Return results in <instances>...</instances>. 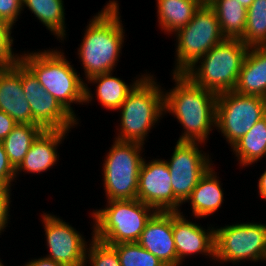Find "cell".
Instances as JSON below:
<instances>
[{"label": "cell", "instance_id": "1", "mask_svg": "<svg viewBox=\"0 0 266 266\" xmlns=\"http://www.w3.org/2000/svg\"><path fill=\"white\" fill-rule=\"evenodd\" d=\"M175 87L164 92V112L183 126L178 141L205 143L216 127L217 94L193 83L183 73H172Z\"/></svg>", "mask_w": 266, "mask_h": 266}, {"label": "cell", "instance_id": "2", "mask_svg": "<svg viewBox=\"0 0 266 266\" xmlns=\"http://www.w3.org/2000/svg\"><path fill=\"white\" fill-rule=\"evenodd\" d=\"M117 2L109 0L86 27L83 42L78 49L86 80L99 74L113 73L119 61L125 31Z\"/></svg>", "mask_w": 266, "mask_h": 266}, {"label": "cell", "instance_id": "3", "mask_svg": "<svg viewBox=\"0 0 266 266\" xmlns=\"http://www.w3.org/2000/svg\"><path fill=\"white\" fill-rule=\"evenodd\" d=\"M23 54L20 60L34 73L40 85L78 120L71 104L89 103L93 94L65 58L64 52L49 49Z\"/></svg>", "mask_w": 266, "mask_h": 266}, {"label": "cell", "instance_id": "4", "mask_svg": "<svg viewBox=\"0 0 266 266\" xmlns=\"http://www.w3.org/2000/svg\"><path fill=\"white\" fill-rule=\"evenodd\" d=\"M248 50L249 47L240 39L225 38L183 74L215 94L233 91Z\"/></svg>", "mask_w": 266, "mask_h": 266}, {"label": "cell", "instance_id": "5", "mask_svg": "<svg viewBox=\"0 0 266 266\" xmlns=\"http://www.w3.org/2000/svg\"><path fill=\"white\" fill-rule=\"evenodd\" d=\"M153 75L147 74L121 104L120 128L115 140L144 145L151 128L164 115V91Z\"/></svg>", "mask_w": 266, "mask_h": 266}, {"label": "cell", "instance_id": "6", "mask_svg": "<svg viewBox=\"0 0 266 266\" xmlns=\"http://www.w3.org/2000/svg\"><path fill=\"white\" fill-rule=\"evenodd\" d=\"M92 213L93 237L106 244L137 242L147 221L156 212L138 199L107 201Z\"/></svg>", "mask_w": 266, "mask_h": 266}, {"label": "cell", "instance_id": "7", "mask_svg": "<svg viewBox=\"0 0 266 266\" xmlns=\"http://www.w3.org/2000/svg\"><path fill=\"white\" fill-rule=\"evenodd\" d=\"M143 147L136 142H113L102 167L107 201L137 199Z\"/></svg>", "mask_w": 266, "mask_h": 266}, {"label": "cell", "instance_id": "8", "mask_svg": "<svg viewBox=\"0 0 266 266\" xmlns=\"http://www.w3.org/2000/svg\"><path fill=\"white\" fill-rule=\"evenodd\" d=\"M174 33L178 44L173 73H184L226 38L221 32L218 17L209 5H201L192 20Z\"/></svg>", "mask_w": 266, "mask_h": 266}, {"label": "cell", "instance_id": "9", "mask_svg": "<svg viewBox=\"0 0 266 266\" xmlns=\"http://www.w3.org/2000/svg\"><path fill=\"white\" fill-rule=\"evenodd\" d=\"M266 116V98L233 91L217 94L216 127L232 146Z\"/></svg>", "mask_w": 266, "mask_h": 266}, {"label": "cell", "instance_id": "10", "mask_svg": "<svg viewBox=\"0 0 266 266\" xmlns=\"http://www.w3.org/2000/svg\"><path fill=\"white\" fill-rule=\"evenodd\" d=\"M266 261V225L238 223L215 229V261Z\"/></svg>", "mask_w": 266, "mask_h": 266}, {"label": "cell", "instance_id": "11", "mask_svg": "<svg viewBox=\"0 0 266 266\" xmlns=\"http://www.w3.org/2000/svg\"><path fill=\"white\" fill-rule=\"evenodd\" d=\"M200 142L177 141L169 161L174 196L183 204L190 197L201 177L213 166L209 154L199 150Z\"/></svg>", "mask_w": 266, "mask_h": 266}, {"label": "cell", "instance_id": "12", "mask_svg": "<svg viewBox=\"0 0 266 266\" xmlns=\"http://www.w3.org/2000/svg\"><path fill=\"white\" fill-rule=\"evenodd\" d=\"M21 83L30 104L33 120L44 130H65L77 120L49 93L34 73L21 61Z\"/></svg>", "mask_w": 266, "mask_h": 266}, {"label": "cell", "instance_id": "13", "mask_svg": "<svg viewBox=\"0 0 266 266\" xmlns=\"http://www.w3.org/2000/svg\"><path fill=\"white\" fill-rule=\"evenodd\" d=\"M137 199L159 212H180L182 203L172 191L171 174L163 159L143 163L140 168Z\"/></svg>", "mask_w": 266, "mask_h": 266}, {"label": "cell", "instance_id": "14", "mask_svg": "<svg viewBox=\"0 0 266 266\" xmlns=\"http://www.w3.org/2000/svg\"><path fill=\"white\" fill-rule=\"evenodd\" d=\"M49 253L45 257L65 266H85L87 242L74 227L48 213L42 215Z\"/></svg>", "mask_w": 266, "mask_h": 266}, {"label": "cell", "instance_id": "15", "mask_svg": "<svg viewBox=\"0 0 266 266\" xmlns=\"http://www.w3.org/2000/svg\"><path fill=\"white\" fill-rule=\"evenodd\" d=\"M173 236L178 266L190 255L203 254L215 260V228L206 230L187 220L182 212H173Z\"/></svg>", "mask_w": 266, "mask_h": 266}, {"label": "cell", "instance_id": "16", "mask_svg": "<svg viewBox=\"0 0 266 266\" xmlns=\"http://www.w3.org/2000/svg\"><path fill=\"white\" fill-rule=\"evenodd\" d=\"M0 110L17 124L38 125L32 118L30 104L23 91L20 59L0 69Z\"/></svg>", "mask_w": 266, "mask_h": 266}, {"label": "cell", "instance_id": "17", "mask_svg": "<svg viewBox=\"0 0 266 266\" xmlns=\"http://www.w3.org/2000/svg\"><path fill=\"white\" fill-rule=\"evenodd\" d=\"M137 243L166 266H178L173 236V212L156 211L147 221Z\"/></svg>", "mask_w": 266, "mask_h": 266}, {"label": "cell", "instance_id": "18", "mask_svg": "<svg viewBox=\"0 0 266 266\" xmlns=\"http://www.w3.org/2000/svg\"><path fill=\"white\" fill-rule=\"evenodd\" d=\"M65 130H44L32 143L22 163L16 169V177L22 170L29 173L46 172L58 161L57 146L66 134ZM20 172V173H19Z\"/></svg>", "mask_w": 266, "mask_h": 266}, {"label": "cell", "instance_id": "19", "mask_svg": "<svg viewBox=\"0 0 266 266\" xmlns=\"http://www.w3.org/2000/svg\"><path fill=\"white\" fill-rule=\"evenodd\" d=\"M234 91L266 98V46L249 47Z\"/></svg>", "mask_w": 266, "mask_h": 266}, {"label": "cell", "instance_id": "20", "mask_svg": "<svg viewBox=\"0 0 266 266\" xmlns=\"http://www.w3.org/2000/svg\"><path fill=\"white\" fill-rule=\"evenodd\" d=\"M218 178L217 172L215 173L211 166L186 200V202L190 201L195 218L210 216L221 208L224 201V193Z\"/></svg>", "mask_w": 266, "mask_h": 266}, {"label": "cell", "instance_id": "21", "mask_svg": "<svg viewBox=\"0 0 266 266\" xmlns=\"http://www.w3.org/2000/svg\"><path fill=\"white\" fill-rule=\"evenodd\" d=\"M201 4L197 0H157V16L160 28L166 33L186 26Z\"/></svg>", "mask_w": 266, "mask_h": 266}, {"label": "cell", "instance_id": "22", "mask_svg": "<svg viewBox=\"0 0 266 266\" xmlns=\"http://www.w3.org/2000/svg\"><path fill=\"white\" fill-rule=\"evenodd\" d=\"M136 78L133 83L126 84L120 78L112 76L111 72L99 74L88 79L87 83L97 84L96 96L100 104L108 110H118L128 94L146 76Z\"/></svg>", "mask_w": 266, "mask_h": 266}, {"label": "cell", "instance_id": "23", "mask_svg": "<svg viewBox=\"0 0 266 266\" xmlns=\"http://www.w3.org/2000/svg\"><path fill=\"white\" fill-rule=\"evenodd\" d=\"M241 166L252 165L266 156V116L232 146Z\"/></svg>", "mask_w": 266, "mask_h": 266}, {"label": "cell", "instance_id": "24", "mask_svg": "<svg viewBox=\"0 0 266 266\" xmlns=\"http://www.w3.org/2000/svg\"><path fill=\"white\" fill-rule=\"evenodd\" d=\"M218 17L222 34L226 38L240 39L244 35L247 8L237 0H214L209 5Z\"/></svg>", "mask_w": 266, "mask_h": 266}, {"label": "cell", "instance_id": "25", "mask_svg": "<svg viewBox=\"0 0 266 266\" xmlns=\"http://www.w3.org/2000/svg\"><path fill=\"white\" fill-rule=\"evenodd\" d=\"M44 131L39 125L17 124L1 141L10 164L16 170L22 163L32 143Z\"/></svg>", "mask_w": 266, "mask_h": 266}, {"label": "cell", "instance_id": "26", "mask_svg": "<svg viewBox=\"0 0 266 266\" xmlns=\"http://www.w3.org/2000/svg\"><path fill=\"white\" fill-rule=\"evenodd\" d=\"M63 3V0H22V10L23 6L28 7L51 33L64 40L67 34Z\"/></svg>", "mask_w": 266, "mask_h": 266}, {"label": "cell", "instance_id": "27", "mask_svg": "<svg viewBox=\"0 0 266 266\" xmlns=\"http://www.w3.org/2000/svg\"><path fill=\"white\" fill-rule=\"evenodd\" d=\"M240 40L248 47L266 46V0H254L247 8L246 28Z\"/></svg>", "mask_w": 266, "mask_h": 266}, {"label": "cell", "instance_id": "28", "mask_svg": "<svg viewBox=\"0 0 266 266\" xmlns=\"http://www.w3.org/2000/svg\"><path fill=\"white\" fill-rule=\"evenodd\" d=\"M112 245L119 257L121 266H166L155 255L137 242L109 244Z\"/></svg>", "mask_w": 266, "mask_h": 266}, {"label": "cell", "instance_id": "29", "mask_svg": "<svg viewBox=\"0 0 266 266\" xmlns=\"http://www.w3.org/2000/svg\"><path fill=\"white\" fill-rule=\"evenodd\" d=\"M91 266H121L116 249L109 244H106L93 237L90 242L85 257V265Z\"/></svg>", "mask_w": 266, "mask_h": 266}, {"label": "cell", "instance_id": "30", "mask_svg": "<svg viewBox=\"0 0 266 266\" xmlns=\"http://www.w3.org/2000/svg\"><path fill=\"white\" fill-rule=\"evenodd\" d=\"M13 26L3 20L0 19V55L8 62L16 61L20 59L18 54H14L12 45L13 39L11 37V33Z\"/></svg>", "mask_w": 266, "mask_h": 266}, {"label": "cell", "instance_id": "31", "mask_svg": "<svg viewBox=\"0 0 266 266\" xmlns=\"http://www.w3.org/2000/svg\"><path fill=\"white\" fill-rule=\"evenodd\" d=\"M22 11V0H0V19L9 22L12 26L18 21Z\"/></svg>", "mask_w": 266, "mask_h": 266}, {"label": "cell", "instance_id": "32", "mask_svg": "<svg viewBox=\"0 0 266 266\" xmlns=\"http://www.w3.org/2000/svg\"><path fill=\"white\" fill-rule=\"evenodd\" d=\"M16 178V170L10 164L2 142H0V186L11 187Z\"/></svg>", "mask_w": 266, "mask_h": 266}, {"label": "cell", "instance_id": "33", "mask_svg": "<svg viewBox=\"0 0 266 266\" xmlns=\"http://www.w3.org/2000/svg\"><path fill=\"white\" fill-rule=\"evenodd\" d=\"M11 188L0 186V235L1 232L4 231V228L7 227L8 223V216L10 210V195Z\"/></svg>", "mask_w": 266, "mask_h": 266}, {"label": "cell", "instance_id": "34", "mask_svg": "<svg viewBox=\"0 0 266 266\" xmlns=\"http://www.w3.org/2000/svg\"><path fill=\"white\" fill-rule=\"evenodd\" d=\"M16 125L17 123L13 118L0 110V142L13 130Z\"/></svg>", "mask_w": 266, "mask_h": 266}, {"label": "cell", "instance_id": "35", "mask_svg": "<svg viewBox=\"0 0 266 266\" xmlns=\"http://www.w3.org/2000/svg\"><path fill=\"white\" fill-rule=\"evenodd\" d=\"M24 266H65L63 264L57 263L56 261H53L52 259H49L47 257H40L38 259H31V261L25 263Z\"/></svg>", "mask_w": 266, "mask_h": 266}, {"label": "cell", "instance_id": "36", "mask_svg": "<svg viewBox=\"0 0 266 266\" xmlns=\"http://www.w3.org/2000/svg\"><path fill=\"white\" fill-rule=\"evenodd\" d=\"M258 192L260 195V198L264 199L266 201V170L263 172V174L260 176L258 180Z\"/></svg>", "mask_w": 266, "mask_h": 266}, {"label": "cell", "instance_id": "37", "mask_svg": "<svg viewBox=\"0 0 266 266\" xmlns=\"http://www.w3.org/2000/svg\"><path fill=\"white\" fill-rule=\"evenodd\" d=\"M241 5H243L245 8H248L251 6V4L254 2V0H237Z\"/></svg>", "mask_w": 266, "mask_h": 266}, {"label": "cell", "instance_id": "38", "mask_svg": "<svg viewBox=\"0 0 266 266\" xmlns=\"http://www.w3.org/2000/svg\"><path fill=\"white\" fill-rule=\"evenodd\" d=\"M8 62L0 55V69H3Z\"/></svg>", "mask_w": 266, "mask_h": 266}, {"label": "cell", "instance_id": "39", "mask_svg": "<svg viewBox=\"0 0 266 266\" xmlns=\"http://www.w3.org/2000/svg\"><path fill=\"white\" fill-rule=\"evenodd\" d=\"M201 5H210L214 0H197Z\"/></svg>", "mask_w": 266, "mask_h": 266}]
</instances>
